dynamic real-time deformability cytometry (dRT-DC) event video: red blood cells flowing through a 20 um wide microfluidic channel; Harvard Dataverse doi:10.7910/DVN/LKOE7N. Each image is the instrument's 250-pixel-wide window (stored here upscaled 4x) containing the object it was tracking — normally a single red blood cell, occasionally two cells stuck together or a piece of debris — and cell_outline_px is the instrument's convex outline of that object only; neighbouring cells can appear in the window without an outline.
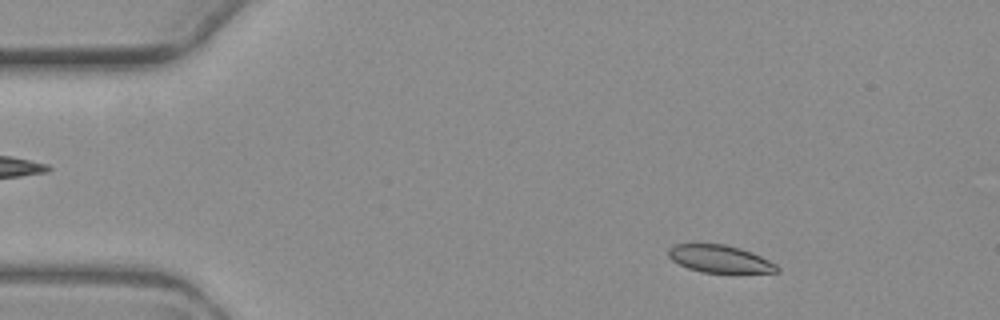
{"species": "common noctule bat (a hibernating species)", "species_latin": "Nyctalus noctula", "temperature_condition": "warm", "stored_images_in_passage": 5, "camera_frame_rate_fps": 3000, "um_per_image_px": 0.085, "animal": {"sex": "female", "body_mass_g": 19.3, "forearm_length_mm": 54.1}, "frame": {"image": 1, "passage_image": 2, "time_ms": 1.333, "image_size_px": [1000, 320], "cell_outline_px": [[780, 272], [704, 272], [688, 268], [672, 260], [668, 256], [668, 248], [672, 244], [724, 244], [740, 248], [752, 252], [776, 264], [780, 268]], "centroid_in_image_um": [61.17, 21.99], "position_along_channel_um": 23.8, "area_um2": 17.22}}